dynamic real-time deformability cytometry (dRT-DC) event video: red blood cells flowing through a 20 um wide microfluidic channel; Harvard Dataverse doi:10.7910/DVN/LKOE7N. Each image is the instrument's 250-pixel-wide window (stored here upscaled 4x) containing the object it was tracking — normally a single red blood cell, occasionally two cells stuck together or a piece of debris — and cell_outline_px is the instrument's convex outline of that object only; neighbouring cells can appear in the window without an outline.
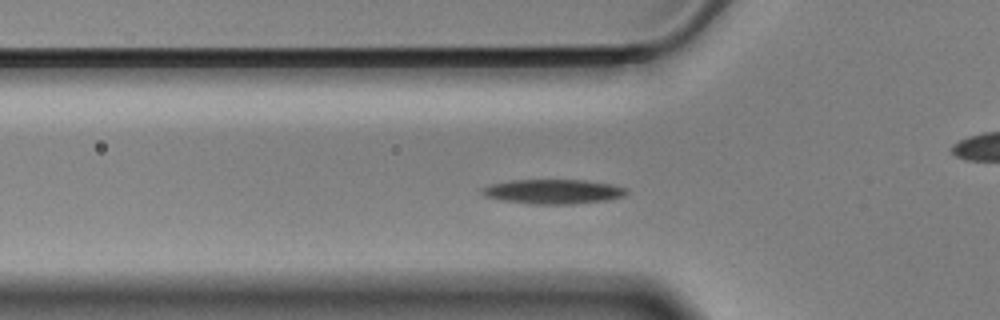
{"species": "Egyptian fruit bat (a non-hibernating species)", "species_latin": "Rousettus aegyptiacus", "temperature_condition": "cold", "stored_images_in_passage": 56, "camera_frame_rate_fps": 3000, "um_per_image_px": 0.085, "animal": {"sex": "male"}, "frame": {"image": 1, "passage_image": 17, "time_ms": 5.333, "image_size_px": [1000, 320], "cell_outline_px": [[628, 192], [624, 196], [608, 200], [572, 204], [536, 204], [504, 200], [484, 196], [480, 192], [480, 188], [492, 184], [512, 180], [584, 180], [612, 184], [628, 188]], "centroid_in_image_um": [47.05, 16.28], "position_along_channel_um": 78.7, "area_um2": 20.63}}
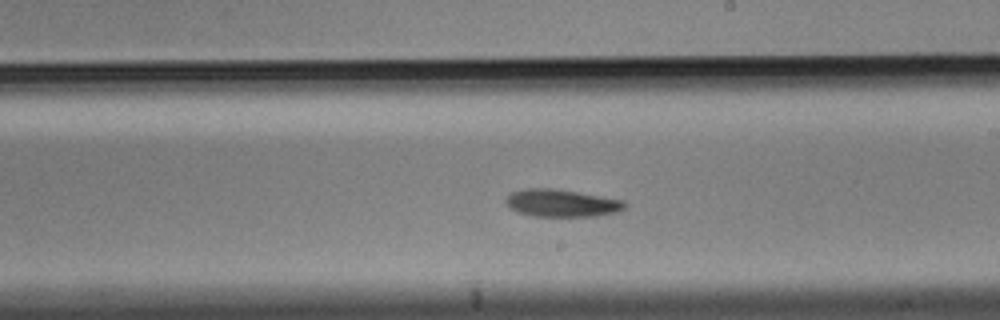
{"frame": {"image": 2, "passage_image": 31, "time_ms": 10.0, "image_size_px": [1000, 320], "cell_outline_px": [[628, 204], [624, 208], [616, 212], [596, 216], [532, 216], [520, 212], [512, 208], [504, 200], [512, 192], [524, 188], [552, 188], [624, 200]], "centroid_in_image_um": [47.76, 17.26], "position_along_channel_um": 241.2, "area_um2": 18.79}}
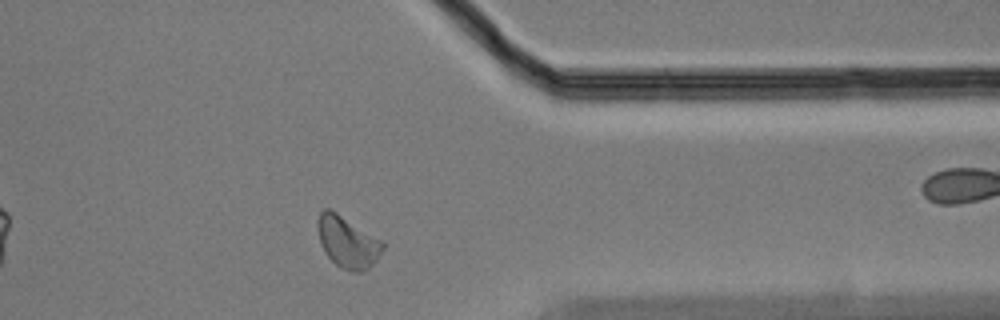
{"frame": {"image": 3, "passage_image": 44, "time_ms": 14.333, "image_size_px": [1000, 320], "cell_outline_px": [[384, 248], [376, 260], [368, 268], [360, 272], [352, 272], [340, 268], [324, 252], [320, 244], [316, 228], [316, 220], [320, 212], [324, 208], [328, 208], [336, 212], [380, 240], [384, 244]], "centroid_in_image_um": [29.48, 20.57], "position_along_channel_um": 381.9, "area_um2": 19.42}, "authors_computed_cell_mechanics": {"area_um2": 19.074, "velocity_mm_per_s": 3.4699, "shape_relaxation_time_tau1_ms": 3.4011, "shape_relaxation_time_tau2_ms": null, "deformation_change_tau1": 0.1052, "deformation_change_tau2": null}}